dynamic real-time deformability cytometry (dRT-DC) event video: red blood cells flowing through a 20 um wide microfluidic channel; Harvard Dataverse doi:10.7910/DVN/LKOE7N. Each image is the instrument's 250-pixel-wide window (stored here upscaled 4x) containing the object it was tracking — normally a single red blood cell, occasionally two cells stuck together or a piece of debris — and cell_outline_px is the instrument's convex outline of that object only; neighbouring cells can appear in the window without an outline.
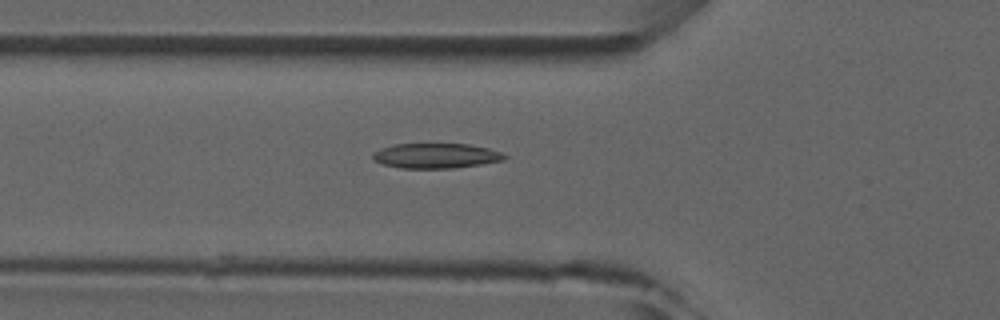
{"species": "common noctule bat (a hibernating species)", "species_latin": "Nyctalus noctula", "temperature_condition": "room temperature", "stored_images_in_passage": 6, "camera_frame_rate_fps": 3000, "um_per_image_px": 0.085, "animal": {"sex": "male", "forearm_length_mm": 52.5}, "frame": {"image": 1, "passage_image": 6, "time_ms": 5.667, "image_size_px": [1000, 320], "cell_outline_px": [[508, 156], [504, 160], [480, 164], [452, 168], [400, 168], [384, 164], [376, 160], [372, 156], [372, 152], [380, 148], [392, 144], [468, 144], [488, 148], [504, 152]], "centroid_in_image_um": [37.07, 13.23], "position_along_channel_um": 88.7, "area_um2": 19.19}}